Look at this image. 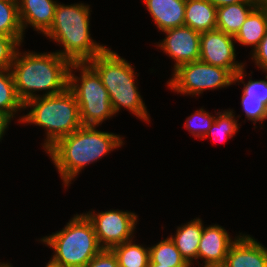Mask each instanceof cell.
<instances>
[{"label":"cell","instance_id":"6da1fadb","mask_svg":"<svg viewBox=\"0 0 267 267\" xmlns=\"http://www.w3.org/2000/svg\"><path fill=\"white\" fill-rule=\"evenodd\" d=\"M97 126H82L60 138L46 153L54 163L65 187L72 184L80 172L111 151L122 147V136L100 131Z\"/></svg>","mask_w":267,"mask_h":267},{"label":"cell","instance_id":"7a4b0ae2","mask_svg":"<svg viewBox=\"0 0 267 267\" xmlns=\"http://www.w3.org/2000/svg\"><path fill=\"white\" fill-rule=\"evenodd\" d=\"M71 63L57 52L17 50L10 68L18 98L23 104L39 96H52L68 88ZM45 91L42 95L36 93Z\"/></svg>","mask_w":267,"mask_h":267},{"label":"cell","instance_id":"3957f363","mask_svg":"<svg viewBox=\"0 0 267 267\" xmlns=\"http://www.w3.org/2000/svg\"><path fill=\"white\" fill-rule=\"evenodd\" d=\"M90 5L58 2L50 29L43 35L54 40L63 50L56 52L70 63H88L107 47L94 41L90 34Z\"/></svg>","mask_w":267,"mask_h":267},{"label":"cell","instance_id":"277c9868","mask_svg":"<svg viewBox=\"0 0 267 267\" xmlns=\"http://www.w3.org/2000/svg\"><path fill=\"white\" fill-rule=\"evenodd\" d=\"M88 64L101 77L115 114L124 107L137 118L150 122L147 107L136 85L139 75L131 63L108 47Z\"/></svg>","mask_w":267,"mask_h":267},{"label":"cell","instance_id":"5b68a950","mask_svg":"<svg viewBox=\"0 0 267 267\" xmlns=\"http://www.w3.org/2000/svg\"><path fill=\"white\" fill-rule=\"evenodd\" d=\"M24 110H31L17 120L22 124H35L46 130L43 148L47 151L60 138L70 135L83 125L80 110L74 94L67 88L64 92L52 96H39L27 101Z\"/></svg>","mask_w":267,"mask_h":267},{"label":"cell","instance_id":"8992f818","mask_svg":"<svg viewBox=\"0 0 267 267\" xmlns=\"http://www.w3.org/2000/svg\"><path fill=\"white\" fill-rule=\"evenodd\" d=\"M39 241L53 249L51 259L64 267H85L103 249L84 213L74 215L62 230Z\"/></svg>","mask_w":267,"mask_h":267},{"label":"cell","instance_id":"52a82bcc","mask_svg":"<svg viewBox=\"0 0 267 267\" xmlns=\"http://www.w3.org/2000/svg\"><path fill=\"white\" fill-rule=\"evenodd\" d=\"M74 70L81 73L79 77ZM68 89L77 100L82 125L98 127L115 115L101 77L88 63H71Z\"/></svg>","mask_w":267,"mask_h":267},{"label":"cell","instance_id":"ba28073f","mask_svg":"<svg viewBox=\"0 0 267 267\" xmlns=\"http://www.w3.org/2000/svg\"><path fill=\"white\" fill-rule=\"evenodd\" d=\"M234 83V75L225 68L200 60L183 64L172 72L167 85L175 93L200 95L205 90L226 88Z\"/></svg>","mask_w":267,"mask_h":267},{"label":"cell","instance_id":"9c48e42d","mask_svg":"<svg viewBox=\"0 0 267 267\" xmlns=\"http://www.w3.org/2000/svg\"><path fill=\"white\" fill-rule=\"evenodd\" d=\"M88 211L84 213L91 221L98 242L103 249H111L130 240L134 241V232L138 216L134 212L122 210Z\"/></svg>","mask_w":267,"mask_h":267},{"label":"cell","instance_id":"30bf717a","mask_svg":"<svg viewBox=\"0 0 267 267\" xmlns=\"http://www.w3.org/2000/svg\"><path fill=\"white\" fill-rule=\"evenodd\" d=\"M235 39L214 29L200 34V61L228 69L234 76L246 63L236 60Z\"/></svg>","mask_w":267,"mask_h":267},{"label":"cell","instance_id":"8fae6325","mask_svg":"<svg viewBox=\"0 0 267 267\" xmlns=\"http://www.w3.org/2000/svg\"><path fill=\"white\" fill-rule=\"evenodd\" d=\"M166 35L157 47L174 60V68L200 59V32L188 26L163 31Z\"/></svg>","mask_w":267,"mask_h":267},{"label":"cell","instance_id":"7c38bea8","mask_svg":"<svg viewBox=\"0 0 267 267\" xmlns=\"http://www.w3.org/2000/svg\"><path fill=\"white\" fill-rule=\"evenodd\" d=\"M237 237L231 238L227 230L218 224L205 226L199 242L197 261L202 259L203 267H222Z\"/></svg>","mask_w":267,"mask_h":267},{"label":"cell","instance_id":"4fadbf2b","mask_svg":"<svg viewBox=\"0 0 267 267\" xmlns=\"http://www.w3.org/2000/svg\"><path fill=\"white\" fill-rule=\"evenodd\" d=\"M245 68L243 67L234 76V84L243 83V92L241 97L242 109L247 120L254 124L262 123L267 119V72L264 80H252L251 77L247 83L244 82Z\"/></svg>","mask_w":267,"mask_h":267},{"label":"cell","instance_id":"5bb4252c","mask_svg":"<svg viewBox=\"0 0 267 267\" xmlns=\"http://www.w3.org/2000/svg\"><path fill=\"white\" fill-rule=\"evenodd\" d=\"M222 267H267V248L241 232L230 246Z\"/></svg>","mask_w":267,"mask_h":267},{"label":"cell","instance_id":"9a60e30c","mask_svg":"<svg viewBox=\"0 0 267 267\" xmlns=\"http://www.w3.org/2000/svg\"><path fill=\"white\" fill-rule=\"evenodd\" d=\"M17 2L23 33L27 27L32 26L34 30L44 35L53 23L58 2L55 0H18Z\"/></svg>","mask_w":267,"mask_h":267},{"label":"cell","instance_id":"2e32d148","mask_svg":"<svg viewBox=\"0 0 267 267\" xmlns=\"http://www.w3.org/2000/svg\"><path fill=\"white\" fill-rule=\"evenodd\" d=\"M159 31L185 25L186 0H143Z\"/></svg>","mask_w":267,"mask_h":267},{"label":"cell","instance_id":"e0dca14e","mask_svg":"<svg viewBox=\"0 0 267 267\" xmlns=\"http://www.w3.org/2000/svg\"><path fill=\"white\" fill-rule=\"evenodd\" d=\"M203 224L201 218H194L184 225L177 226L176 234L169 236L181 256L190 266H193V261H197L199 242L204 228Z\"/></svg>","mask_w":267,"mask_h":267},{"label":"cell","instance_id":"ac0fdd59","mask_svg":"<svg viewBox=\"0 0 267 267\" xmlns=\"http://www.w3.org/2000/svg\"><path fill=\"white\" fill-rule=\"evenodd\" d=\"M267 32V0H263L247 17L234 37L242 46H251V52L260 44Z\"/></svg>","mask_w":267,"mask_h":267},{"label":"cell","instance_id":"d6986e66","mask_svg":"<svg viewBox=\"0 0 267 267\" xmlns=\"http://www.w3.org/2000/svg\"><path fill=\"white\" fill-rule=\"evenodd\" d=\"M260 3L261 2H239L217 7L216 29L235 37L249 14Z\"/></svg>","mask_w":267,"mask_h":267},{"label":"cell","instance_id":"ffe728a7","mask_svg":"<svg viewBox=\"0 0 267 267\" xmlns=\"http://www.w3.org/2000/svg\"><path fill=\"white\" fill-rule=\"evenodd\" d=\"M217 8L209 0H186L185 26L200 33L216 29Z\"/></svg>","mask_w":267,"mask_h":267},{"label":"cell","instance_id":"44dd1931","mask_svg":"<svg viewBox=\"0 0 267 267\" xmlns=\"http://www.w3.org/2000/svg\"><path fill=\"white\" fill-rule=\"evenodd\" d=\"M23 106L17 96L11 70H0V112L13 120L18 112L24 111Z\"/></svg>","mask_w":267,"mask_h":267},{"label":"cell","instance_id":"7402d4cb","mask_svg":"<svg viewBox=\"0 0 267 267\" xmlns=\"http://www.w3.org/2000/svg\"><path fill=\"white\" fill-rule=\"evenodd\" d=\"M119 267H148L149 247L136 244L132 240L111 248Z\"/></svg>","mask_w":267,"mask_h":267},{"label":"cell","instance_id":"603a6c76","mask_svg":"<svg viewBox=\"0 0 267 267\" xmlns=\"http://www.w3.org/2000/svg\"><path fill=\"white\" fill-rule=\"evenodd\" d=\"M149 264L169 267H191L181 256L174 242L167 237L149 247Z\"/></svg>","mask_w":267,"mask_h":267},{"label":"cell","instance_id":"cb8c5ba5","mask_svg":"<svg viewBox=\"0 0 267 267\" xmlns=\"http://www.w3.org/2000/svg\"><path fill=\"white\" fill-rule=\"evenodd\" d=\"M24 34L16 0H0V35L15 37L21 44Z\"/></svg>","mask_w":267,"mask_h":267},{"label":"cell","instance_id":"d4e9b609","mask_svg":"<svg viewBox=\"0 0 267 267\" xmlns=\"http://www.w3.org/2000/svg\"><path fill=\"white\" fill-rule=\"evenodd\" d=\"M234 110H224L216 113L215 120L205 138L213 137L214 141L222 142L221 140L232 138L239 129L238 120L233 114Z\"/></svg>","mask_w":267,"mask_h":267},{"label":"cell","instance_id":"484cf974","mask_svg":"<svg viewBox=\"0 0 267 267\" xmlns=\"http://www.w3.org/2000/svg\"><path fill=\"white\" fill-rule=\"evenodd\" d=\"M215 117L216 114L211 115V113L206 112L204 108H200L187 117L184 126L194 137L204 139Z\"/></svg>","mask_w":267,"mask_h":267},{"label":"cell","instance_id":"4316f807","mask_svg":"<svg viewBox=\"0 0 267 267\" xmlns=\"http://www.w3.org/2000/svg\"><path fill=\"white\" fill-rule=\"evenodd\" d=\"M21 46L15 37L0 35V70L11 68L15 54Z\"/></svg>","mask_w":267,"mask_h":267},{"label":"cell","instance_id":"83f0119b","mask_svg":"<svg viewBox=\"0 0 267 267\" xmlns=\"http://www.w3.org/2000/svg\"><path fill=\"white\" fill-rule=\"evenodd\" d=\"M85 267H119L111 249H102Z\"/></svg>","mask_w":267,"mask_h":267},{"label":"cell","instance_id":"f1b7e54d","mask_svg":"<svg viewBox=\"0 0 267 267\" xmlns=\"http://www.w3.org/2000/svg\"><path fill=\"white\" fill-rule=\"evenodd\" d=\"M251 59L255 65L267 72V32L263 39L260 41V44L251 52Z\"/></svg>","mask_w":267,"mask_h":267},{"label":"cell","instance_id":"f546056e","mask_svg":"<svg viewBox=\"0 0 267 267\" xmlns=\"http://www.w3.org/2000/svg\"><path fill=\"white\" fill-rule=\"evenodd\" d=\"M216 8L239 2H262L263 0H209Z\"/></svg>","mask_w":267,"mask_h":267},{"label":"cell","instance_id":"4dcf8cb0","mask_svg":"<svg viewBox=\"0 0 267 267\" xmlns=\"http://www.w3.org/2000/svg\"><path fill=\"white\" fill-rule=\"evenodd\" d=\"M11 120L12 119L8 115L0 112V141L2 140V137L5 136V131L11 123Z\"/></svg>","mask_w":267,"mask_h":267},{"label":"cell","instance_id":"1f68e13d","mask_svg":"<svg viewBox=\"0 0 267 267\" xmlns=\"http://www.w3.org/2000/svg\"><path fill=\"white\" fill-rule=\"evenodd\" d=\"M45 267H64V266L50 259Z\"/></svg>","mask_w":267,"mask_h":267},{"label":"cell","instance_id":"d6a6232c","mask_svg":"<svg viewBox=\"0 0 267 267\" xmlns=\"http://www.w3.org/2000/svg\"><path fill=\"white\" fill-rule=\"evenodd\" d=\"M0 267H11V264L10 263H2V262H0Z\"/></svg>","mask_w":267,"mask_h":267},{"label":"cell","instance_id":"836d02e7","mask_svg":"<svg viewBox=\"0 0 267 267\" xmlns=\"http://www.w3.org/2000/svg\"><path fill=\"white\" fill-rule=\"evenodd\" d=\"M148 267H169V266H161L160 264H149Z\"/></svg>","mask_w":267,"mask_h":267}]
</instances>
